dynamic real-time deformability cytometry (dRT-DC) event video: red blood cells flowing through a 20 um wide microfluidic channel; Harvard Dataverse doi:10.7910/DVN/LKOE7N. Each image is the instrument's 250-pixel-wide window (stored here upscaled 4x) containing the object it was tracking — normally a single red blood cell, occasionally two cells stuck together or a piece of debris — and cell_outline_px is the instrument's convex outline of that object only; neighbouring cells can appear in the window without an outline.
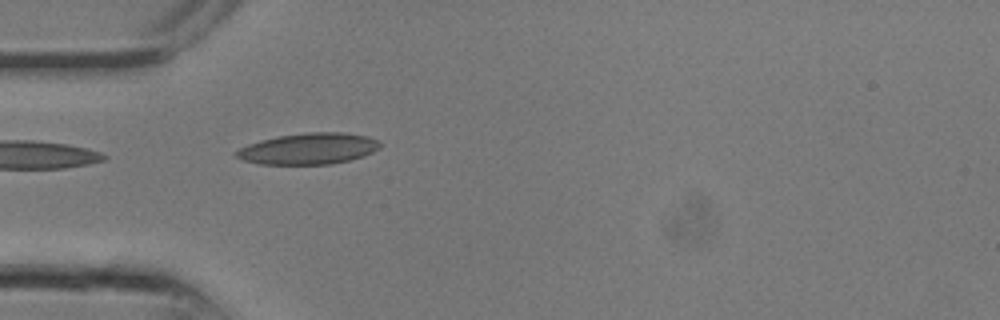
{"species": "common noctule bat (a hibernating species)", "species_latin": "Nyctalus noctula", "temperature_condition": "room temperature", "stored_images_in_passage": 1, "camera_frame_rate_fps": 3000, "um_per_image_px": 0.085, "animal": {"sex": "male", "body_mass_g": 13.3}, "frame": {"image": 1, "passage_image": 1, "time_ms": 0.0, "image_size_px": [1000, 320], "cell_outline_px": [[380, 148], [364, 156], [332, 164], [260, 164], [244, 160], [236, 156], [232, 152], [248, 144], [260, 140], [276, 136], [308, 132], [344, 132], [368, 136], [380, 140]], "centroid_in_image_um": [26.24, 12.63], "position_along_channel_um": 58.8, "area_um2": 26.3}}